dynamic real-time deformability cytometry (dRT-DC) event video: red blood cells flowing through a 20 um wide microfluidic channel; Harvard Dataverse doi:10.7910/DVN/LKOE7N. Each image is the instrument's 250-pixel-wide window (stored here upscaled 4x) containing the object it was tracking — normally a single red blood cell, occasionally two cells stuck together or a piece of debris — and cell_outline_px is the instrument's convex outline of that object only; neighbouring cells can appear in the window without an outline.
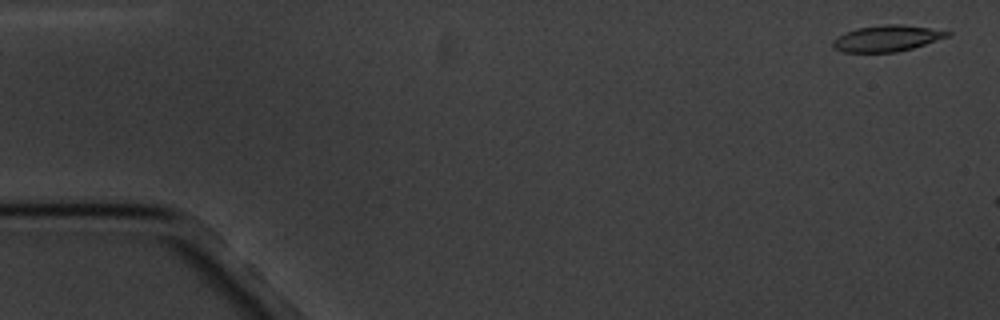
{"species": "common noctule bat (a hibernating species)", "species_latin": "Nyctalus noctula", "temperature_condition": "cold", "stored_images_in_passage": 4, "camera_frame_rate_fps": 3000, "um_per_image_px": 0.085, "animal": {"sex": "male", "body_mass_g": 20.1, "forearm_length_mm": 53.5}, "frame": {"image": 1, "passage_image": 1, "time_ms": 0.0, "image_size_px": [1000, 320], "cell_outline_px": [[952, 32], [948, 36], [912, 48], [896, 52], [844, 52], [836, 48], [832, 44], [832, 40], [844, 32], [856, 28], [884, 24], [900, 24], [928, 28]], "centroid_in_image_um": [75.34, 3.25], "position_along_channel_um": 9.7, "area_um2": 17.22}}